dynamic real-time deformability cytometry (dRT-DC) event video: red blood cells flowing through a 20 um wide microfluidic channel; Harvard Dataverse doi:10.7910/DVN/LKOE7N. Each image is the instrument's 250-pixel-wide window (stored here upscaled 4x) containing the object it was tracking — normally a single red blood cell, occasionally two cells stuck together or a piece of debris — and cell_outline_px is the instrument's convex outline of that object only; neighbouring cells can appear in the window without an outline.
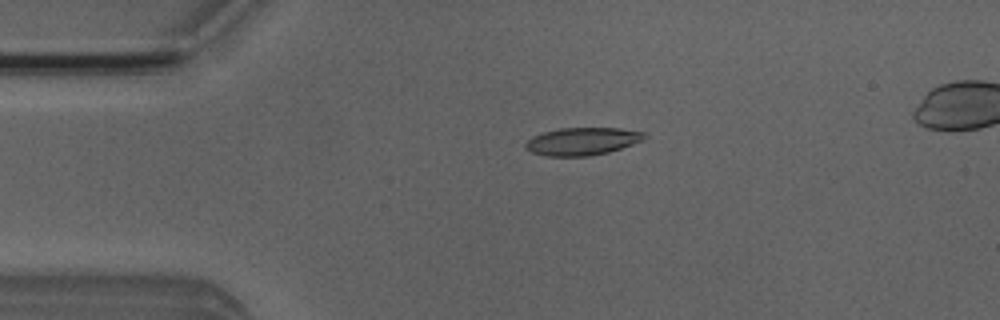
{"species": "Egyptian fruit bat (a non-hibernating species)", "species_latin": "Rousettus aegyptiacus", "temperature_condition": "room temperature", "stored_images_in_passage": 5, "camera_frame_rate_fps": 3000, "um_per_image_px": 0.085, "animal": {"sex": "male"}, "frame": {"image": 1, "passage_image": 3, "time_ms": 2.333, "image_size_px": [1000, 320], "cell_outline_px": [[648, 136], [644, 140], [608, 152], [588, 156], [548, 156], [532, 152], [524, 148], [524, 144], [532, 136], [544, 132], [560, 128], [620, 128], [644, 132]], "centroid_in_image_um": [49.49, 12.01], "position_along_channel_um": 35.5, "area_um2": 19.13}}